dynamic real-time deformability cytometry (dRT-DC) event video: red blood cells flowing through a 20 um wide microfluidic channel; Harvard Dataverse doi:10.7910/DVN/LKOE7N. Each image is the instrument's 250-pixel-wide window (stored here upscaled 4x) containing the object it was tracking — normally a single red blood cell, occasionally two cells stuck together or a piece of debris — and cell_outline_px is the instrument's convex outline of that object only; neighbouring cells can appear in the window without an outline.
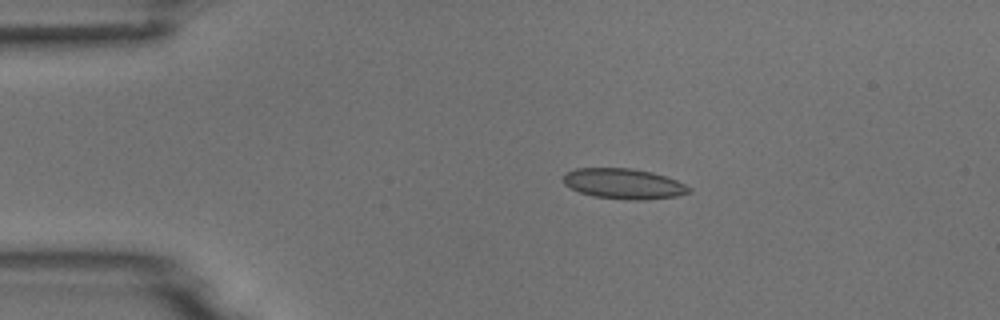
{"species": "common noctule bat (a hibernating species)", "species_latin": "Nyctalus noctula", "temperature_condition": "room temperature", "stored_images_in_passage": 5, "camera_frame_rate_fps": 3000, "um_per_image_px": 0.085, "animal": {"sex": "male", "body_mass_g": 18.8}, "frame": {"image": 1, "passage_image": 3, "time_ms": 3.0, "image_size_px": [1000, 320], "cell_outline_px": [[692, 192], [676, 196], [644, 200], [624, 200], [592, 196], [580, 192], [564, 184], [564, 176], [568, 172], [576, 168], [632, 168], [652, 172], [676, 180], [692, 188]], "centroid_in_image_um": [53.04, 15.62], "position_along_channel_um": 32.0, "area_um2": 22.25}}
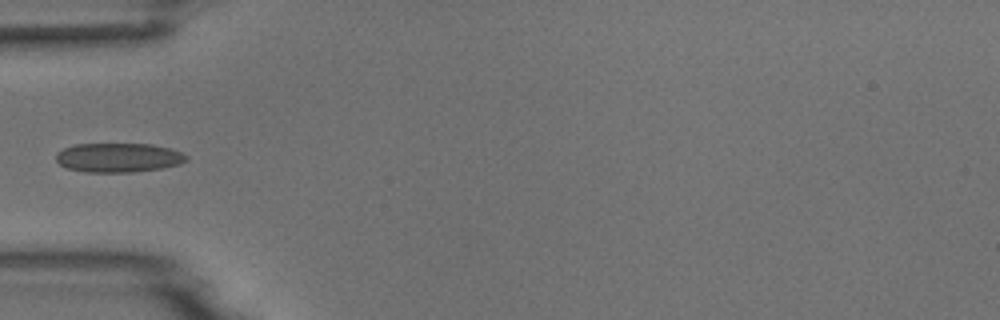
{"frame": {"image": 2, "passage_image": 5, "time_ms": 5.333, "image_size_px": [1000, 320], "cell_outline_px": [[188, 160], [180, 164], [160, 168], [132, 172], [84, 172], [68, 168], [60, 164], [56, 160], [56, 152], [64, 148], [76, 144], [152, 144], [168, 148], [180, 152], [188, 156]], "centroid_in_image_um": [10.06, 13.39], "position_along_channel_um": 74.9, "area_um2": 22.14}}